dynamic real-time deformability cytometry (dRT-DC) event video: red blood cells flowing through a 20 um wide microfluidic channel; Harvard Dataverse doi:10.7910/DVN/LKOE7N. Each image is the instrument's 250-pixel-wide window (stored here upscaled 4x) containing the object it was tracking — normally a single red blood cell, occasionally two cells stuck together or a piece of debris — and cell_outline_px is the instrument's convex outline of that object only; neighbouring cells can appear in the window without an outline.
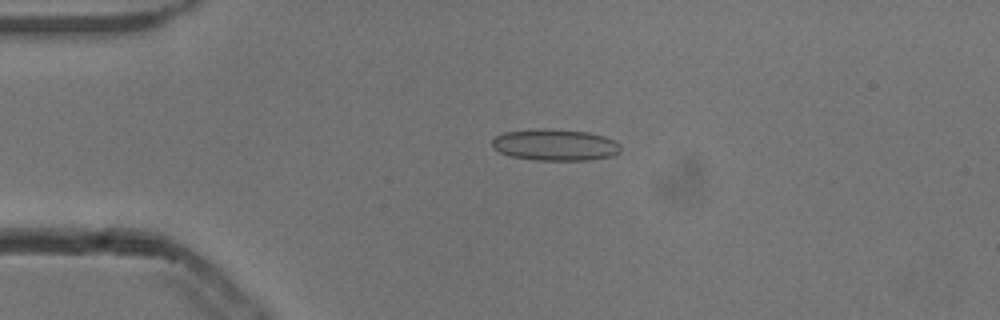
{"species": "common noctule bat (a hibernating species)", "species_latin": "Nyctalus noctula", "temperature_condition": "cold", "stored_images_in_passage": 52, "camera_frame_rate_fps": 3000, "um_per_image_px": 0.085, "animal": {"sex": "male", "body_mass_g": 13.3}, "frame": {"image": 1, "passage_image": 11, "time_ms": 3.333, "image_size_px": [1000, 320], "cell_outline_px": [[620, 152], [612, 156], [588, 160], [536, 160], [508, 156], [492, 148], [492, 140], [496, 136], [504, 132], [536, 128], [544, 128], [588, 132], [604, 136], [616, 140], [620, 144]], "centroid_in_image_um": [47.17, 12.31], "position_along_channel_um": 37.8, "area_um2": 23.87}}
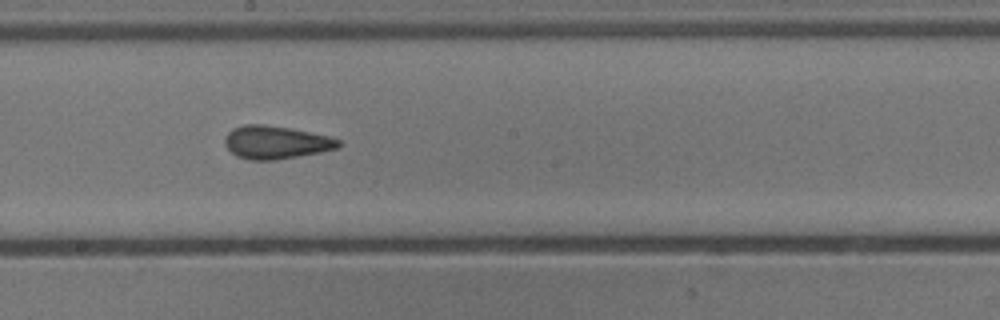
{"frame": {"image": 2, "passage_image": 28, "time_ms": 9.0, "image_size_px": [1000, 320], "cell_outline_px": [[340, 148], [320, 152], [272, 160], [252, 160], [236, 156], [224, 144], [224, 136], [232, 128], [244, 124], [264, 124], [292, 128], [328, 136], [340, 140]], "centroid_in_image_um": [23.43, 12.08], "position_along_channel_um": 224.8, "area_um2": 21.91}}
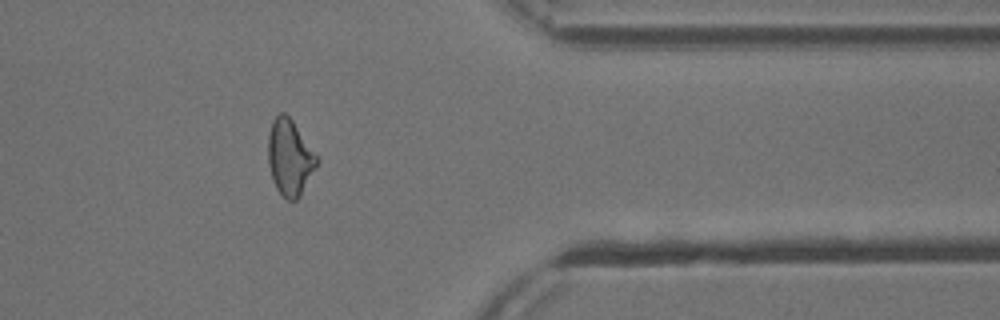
{"frame": {"image": 3, "passage_image": 42, "time_ms": 13.667, "image_size_px": [1000, 320], "cell_outline_px": [[320, 160], [300, 196], [296, 200], [288, 200], [276, 188], [272, 180], [268, 164], [268, 132], [272, 120], [280, 112], [284, 112], [292, 120]], "centroid_in_image_um": [24.61, 13.38], "position_along_channel_um": 386.8, "area_um2": 21.5}, "authors_computed_cell_mechanics": {"area_um2": 21.7039, "velocity_mm_per_s": 3.8472, "shape_relaxation_time_tau1_ms": 6.3878, "shape_relaxation_time_tau2_ms": 1.7117, "deformation_change_tau1": 0.1327, "deformation_change_tau2": 0.0876}}